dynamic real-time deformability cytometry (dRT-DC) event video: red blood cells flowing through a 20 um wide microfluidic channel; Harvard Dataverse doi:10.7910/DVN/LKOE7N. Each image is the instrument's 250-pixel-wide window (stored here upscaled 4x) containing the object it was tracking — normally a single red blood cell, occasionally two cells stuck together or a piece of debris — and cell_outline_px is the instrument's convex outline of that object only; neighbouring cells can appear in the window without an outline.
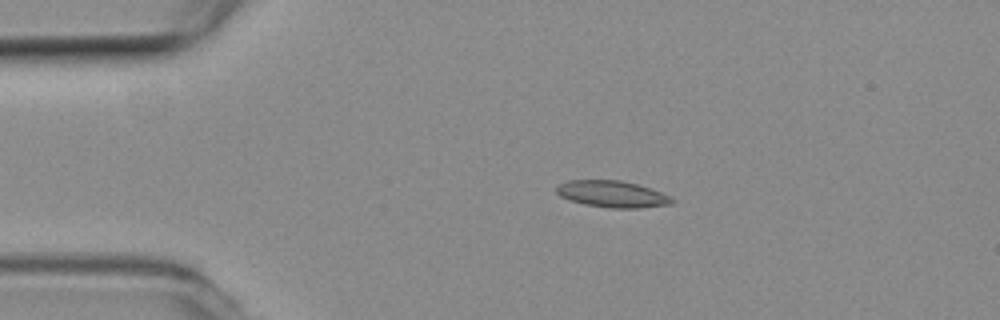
{"species": "common noctule bat (a hibernating species)", "species_latin": "Nyctalus noctula", "temperature_condition": "room temperature", "stored_images_in_passage": 5, "camera_frame_rate_fps": 3000, "um_per_image_px": 0.085, "animal": {"sex": "female", "body_mass_g": 19.3, "forearm_length_mm": 54.1}, "frame": {"image": 1, "passage_image": 2, "time_ms": 0.333, "image_size_px": [1000, 320], "cell_outline_px": [[676, 200], [672, 204], [640, 208], [612, 208], [584, 204], [560, 196], [556, 192], [556, 188], [560, 184], [568, 180], [620, 180], [636, 184], [660, 192]], "centroid_in_image_um": [52.04, 16.5], "position_along_channel_um": 33.0, "area_um2": 17.69}}
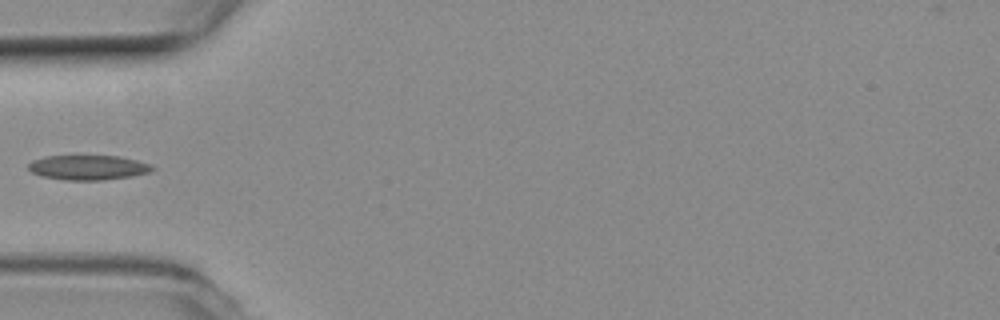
{"frame": {"image": 2, "passage_image": 4, "time_ms": 1.0, "image_size_px": [1000, 320], "cell_outline_px": [[156, 168], [148, 172], [132, 176], [100, 180], [64, 180], [40, 176], [32, 172], [28, 168], [28, 164], [32, 160], [44, 156], [120, 156], [152, 164]], "centroid_in_image_um": [7.48, 14.23], "position_along_channel_um": 77.5, "area_um2": 17.92}}
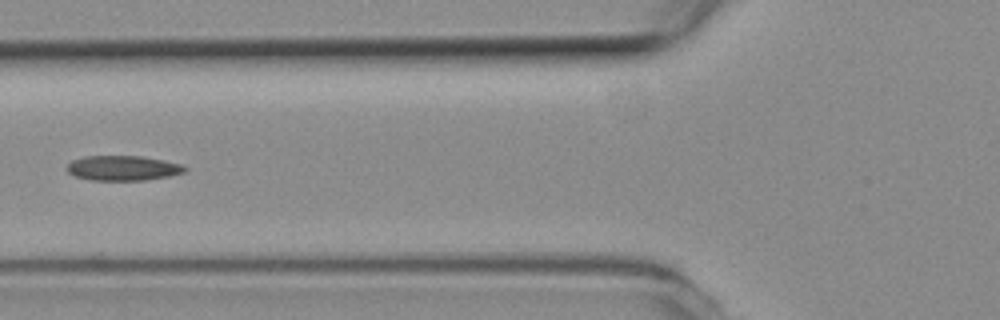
{"frame": {"image": 3, "passage_image": 5, "time_ms": 1.333, "image_size_px": [1000, 320], "cell_outline_px": [[188, 168], [184, 172], [168, 176], [144, 180], [88, 180], [76, 176], [68, 172], [64, 168], [72, 160], [84, 156], [140, 156], [164, 160], [180, 164]], "centroid_in_image_um": [10.41, 14.28], "position_along_channel_um": 115.4, "area_um2": 17.11}}